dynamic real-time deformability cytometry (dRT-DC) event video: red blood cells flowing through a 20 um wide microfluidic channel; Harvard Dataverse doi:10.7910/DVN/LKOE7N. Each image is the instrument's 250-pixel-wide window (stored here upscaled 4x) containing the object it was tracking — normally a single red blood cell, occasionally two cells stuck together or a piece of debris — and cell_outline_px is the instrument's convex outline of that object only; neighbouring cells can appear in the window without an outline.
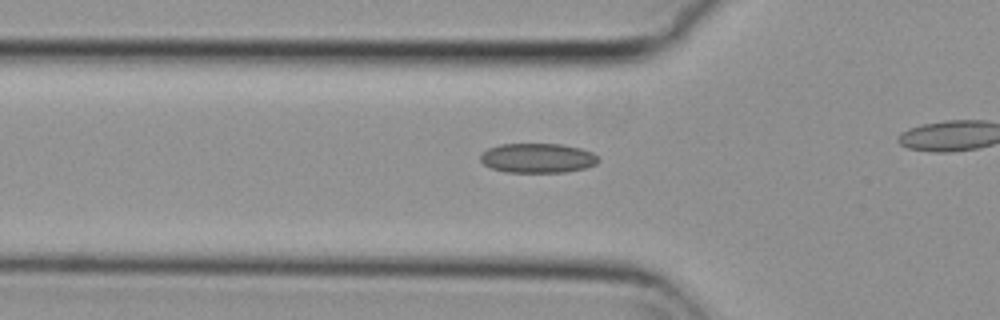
{"species": "common noctule bat (a hibernating species)", "species_latin": "Nyctalus noctula", "temperature_condition": "cold", "stored_images_in_passage": 7, "camera_frame_rate_fps": 3000, "um_per_image_px": 0.085, "animal": {"sex": "female", "body_mass_g": 29.2, "forearm_length_mm": 56.3}, "frame": {"image": 1, "passage_image": 6, "time_ms": 1.667, "image_size_px": [1000, 320], "cell_outline_px": [[600, 160], [596, 164], [584, 168], [564, 172], [508, 172], [492, 168], [484, 164], [480, 160], [480, 156], [488, 148], [500, 144], [560, 144], [580, 148], [592, 152]], "centroid_in_image_um": [45.7, 13.43], "position_along_channel_um": 80.1, "area_um2": 20.17}}